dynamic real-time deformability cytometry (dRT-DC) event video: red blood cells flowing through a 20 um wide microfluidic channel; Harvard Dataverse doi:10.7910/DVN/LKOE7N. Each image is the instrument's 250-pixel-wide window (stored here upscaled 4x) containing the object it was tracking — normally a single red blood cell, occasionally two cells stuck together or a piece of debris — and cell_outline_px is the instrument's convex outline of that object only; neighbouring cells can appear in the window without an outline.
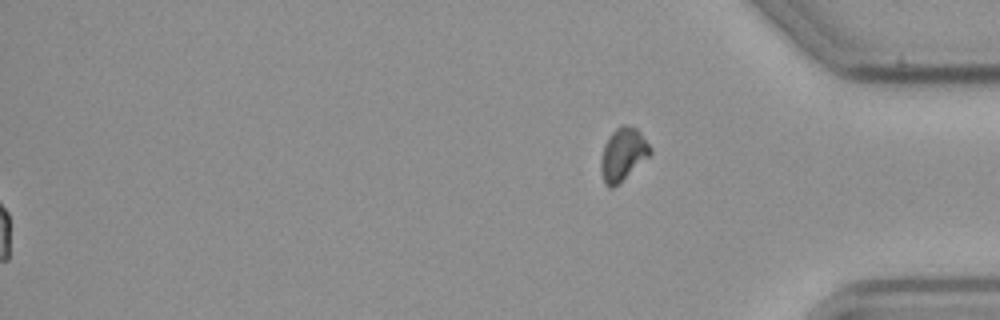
{"species": "common noctule bat (a hibernating species)", "species_latin": "Nyctalus noctula", "temperature_condition": "cold", "stored_images_in_passage": 59, "segment_of_instrument_passage": [2, 2], "camera_frame_rate_fps": 3000, "um_per_image_px": 0.085, "animal": {"sex": "male", "body_mass_g": 23.1, "forearm_length_mm": 52.7}, "frame": {"image": 1, "passage_image": 59, "time_ms": 19.333, "image_size_px": [1000, 320], "cell_outline_px": [[652, 152], [648, 156], [612, 188], [608, 188], [604, 184], [600, 168], [600, 160], [604, 144], [612, 132], [616, 128], [624, 124], [628, 124], [636, 128], [640, 132], [652, 148]], "centroid_in_image_um": [52.92, 13.09], "position_along_channel_um": 382.3, "area_um2": 14.91}}